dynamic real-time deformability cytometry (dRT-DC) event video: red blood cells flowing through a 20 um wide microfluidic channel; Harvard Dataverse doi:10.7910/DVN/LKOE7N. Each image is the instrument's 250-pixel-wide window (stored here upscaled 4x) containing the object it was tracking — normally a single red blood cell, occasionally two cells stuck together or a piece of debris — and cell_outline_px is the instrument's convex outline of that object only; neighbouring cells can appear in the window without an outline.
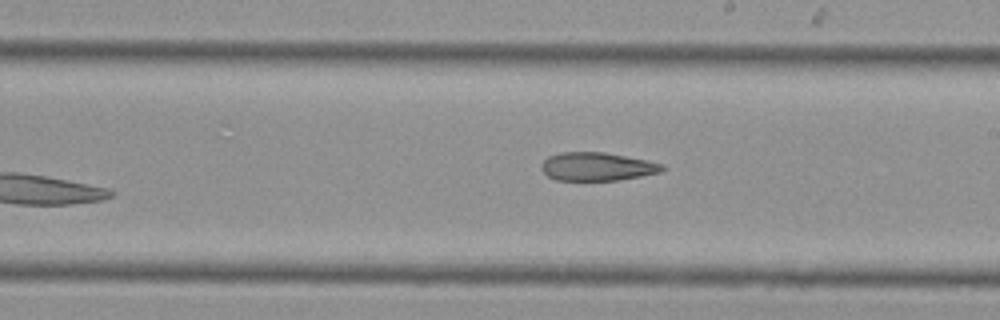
{"species": "Egyptian fruit bat (a non-hibernating species)", "species_latin": "Rousettus aegyptiacus", "temperature_condition": "cold", "stored_images_in_passage": 16, "camera_frame_rate_fps": 3000, "um_per_image_px": 0.085, "animal": {"sex": "female"}, "frame": {"image": 1, "passage_image": 16, "time_ms": 5.0, "image_size_px": [1000, 320], "cell_outline_px": [[664, 168], [660, 172], [620, 180], [556, 180], [548, 176], [540, 168], [544, 160], [548, 156], [560, 152], [604, 152], [648, 160], [664, 164]], "centroid_in_image_um": [50.75, 14.15], "position_along_channel_um": 238.3, "area_um2": 19.94}}